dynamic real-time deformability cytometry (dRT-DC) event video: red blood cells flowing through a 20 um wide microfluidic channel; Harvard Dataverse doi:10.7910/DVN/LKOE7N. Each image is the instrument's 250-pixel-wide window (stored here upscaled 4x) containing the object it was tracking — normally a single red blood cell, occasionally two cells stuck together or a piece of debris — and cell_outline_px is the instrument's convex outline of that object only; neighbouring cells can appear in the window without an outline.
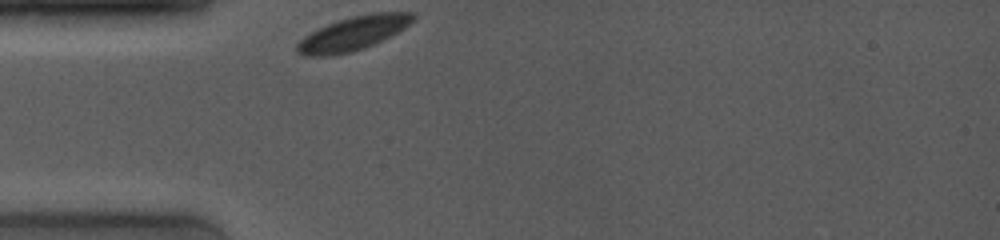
{"species": "common noctule bat (a hibernating species)", "species_latin": "Nyctalus noctula", "temperature_condition": "room temperature", "stored_images_in_passage": 45, "camera_frame_rate_fps": 4000, "um_per_image_px": 0.085, "animal": {"sex": "female", "body_mass_g": 19.0, "forearm_length_mm": 53.3}, "frame": {"image": 1, "passage_image": 1, "time_ms": 0.0, "image_size_px": [1000, 240], "cell_outline_px": [[416, 16], [404, 28], [364, 48], [332, 56], [304, 56], [296, 52], [296, 44], [304, 36], [328, 24], [352, 16], [372, 12], [416, 12]], "centroid_in_image_um": [29.99, 2.84], "position_along_channel_um": 55.0, "area_um2": 22.54}}
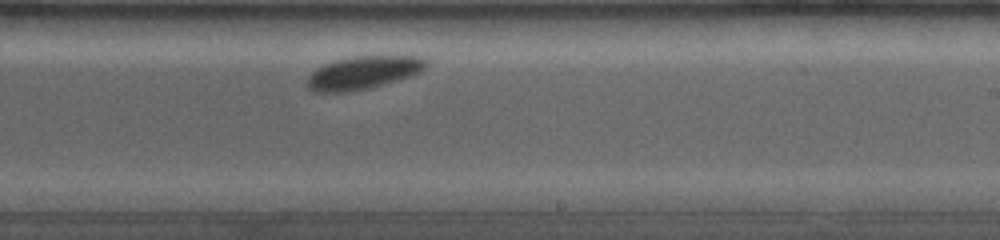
{"frame": {"image": 2, "passage_image": 21, "time_ms": 5.75, "image_size_px": [1000, 240], "cell_outline_px": [[428, 64], [420, 72], [396, 80], [368, 88], [344, 92], [316, 92], [308, 88], [308, 76], [316, 68], [324, 64], [336, 60], [352, 56], [420, 56], [428, 60]], "centroid_in_image_um": [30.87, 6.16], "position_along_channel_um": 258.1, "area_um2": 22.6}}
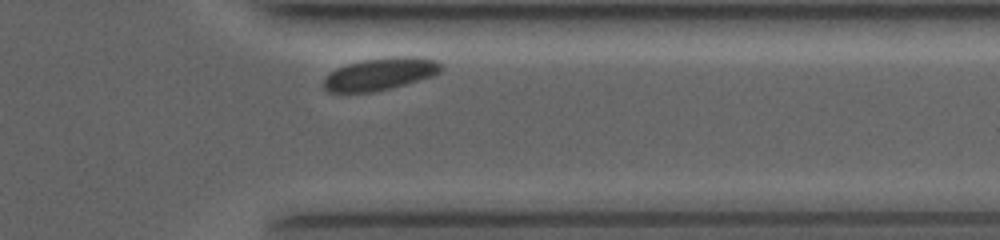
{"frame": {"image": 3, "passage_image": 40, "time_ms": 9.0, "image_size_px": [1000, 240], "cell_outline_px": [[444, 68], [440, 72], [432, 76], [392, 88], [372, 92], [328, 92], [324, 88], [324, 80], [336, 68], [348, 64], [364, 60], [404, 56], [412, 56], [436, 60]], "centroid_in_image_um": [32.34, 6.3], "position_along_channel_um": 379.1, "area_um2": 21.79}, "authors_computed_cell_mechanics": {"area_um2": 22.3686, "velocity_mm_per_s": 3.6693, "shape_relaxation_time_tau1_ms": 0.6825, "shape_relaxation_time_tau2_ms": null, "deformation_change_tau1": 0.0493, "deformation_change_tau2": null}}